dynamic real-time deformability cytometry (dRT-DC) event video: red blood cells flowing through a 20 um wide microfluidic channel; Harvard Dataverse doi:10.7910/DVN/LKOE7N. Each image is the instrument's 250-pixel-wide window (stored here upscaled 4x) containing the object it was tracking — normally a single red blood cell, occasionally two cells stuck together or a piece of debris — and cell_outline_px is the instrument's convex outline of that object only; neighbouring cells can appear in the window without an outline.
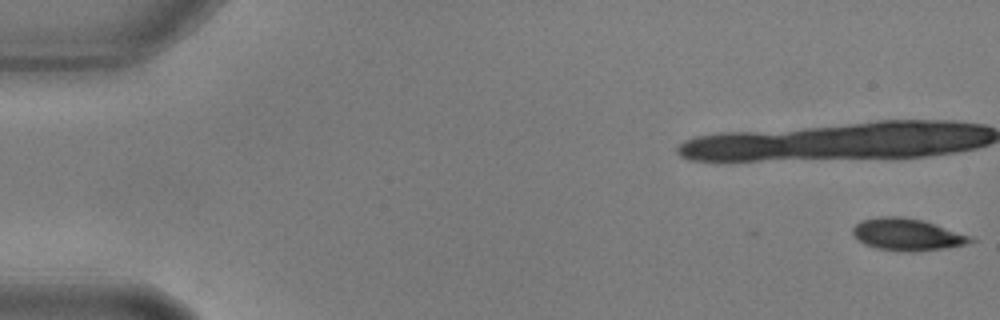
{"species": "common noctule bat (a hibernating species)", "species_latin": "Nyctalus noctula", "temperature_condition": "warm", "stored_images_in_passage": 21, "camera_frame_rate_fps": 3000, "um_per_image_px": 0.085, "animal": {"sex": "male", "body_mass_g": 17.9, "forearm_length_mm": 54.2}, "frame": {"image": 1, "passage_image": 1, "time_ms": 0.0, "image_size_px": [1000, 320], "cell_outline_px": [[976, 240], [964, 244], [944, 248], [912, 252], [908, 252], [876, 248], [864, 244], [852, 232], [852, 228], [860, 220], [880, 216], [900, 216], [924, 220], [972, 236]], "centroid_in_image_um": [77.11, 19.92], "position_along_channel_um": 7.9, "area_um2": 21.96}}